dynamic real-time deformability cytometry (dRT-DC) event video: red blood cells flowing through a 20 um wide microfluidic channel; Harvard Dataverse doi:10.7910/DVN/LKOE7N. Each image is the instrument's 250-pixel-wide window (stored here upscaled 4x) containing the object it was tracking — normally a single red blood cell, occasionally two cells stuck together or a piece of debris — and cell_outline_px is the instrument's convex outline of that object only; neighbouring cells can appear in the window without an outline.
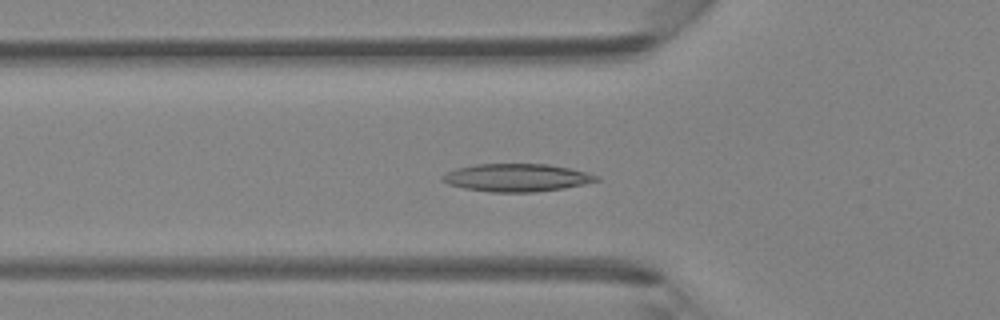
{"species": "Egyptian fruit bat (a non-hibernating species)", "species_latin": "Rousettus aegyptiacus", "temperature_condition": "room temperature", "stored_images_in_passage": 47, "segment_of_instrument_passage": [1, 2], "camera_frame_rate_fps": 3000, "um_per_image_px": 0.085, "animal": {"sex": "female"}, "frame": {"image": 1, "passage_image": 16, "time_ms": 5.0, "image_size_px": [1000, 320], "cell_outline_px": [[600, 180], [584, 184], [564, 188], [532, 192], [492, 192], [464, 188], [448, 184], [440, 180], [440, 176], [456, 168], [476, 164], [548, 164], [568, 168], [600, 176]], "centroid_in_image_um": [43.89, 15.1], "position_along_channel_um": 81.9, "area_um2": 24.85}}
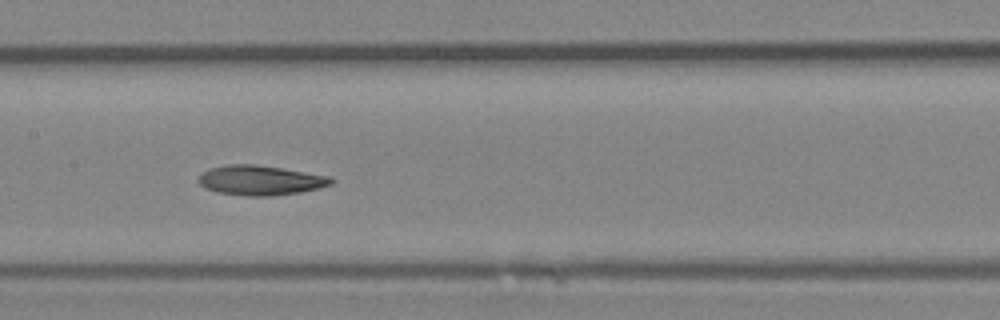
{"frame": {"image": 2, "passage_image": 23, "time_ms": 7.333, "image_size_px": [1000, 320], "cell_outline_px": [[336, 180], [332, 184], [320, 188], [300, 192], [272, 196], [248, 196], [220, 192], [204, 188], [196, 180], [208, 168], [228, 164], [256, 164], [332, 176]], "centroid_in_image_um": [22.17, 15.32], "position_along_channel_um": 185.2, "area_um2": 23.18}}
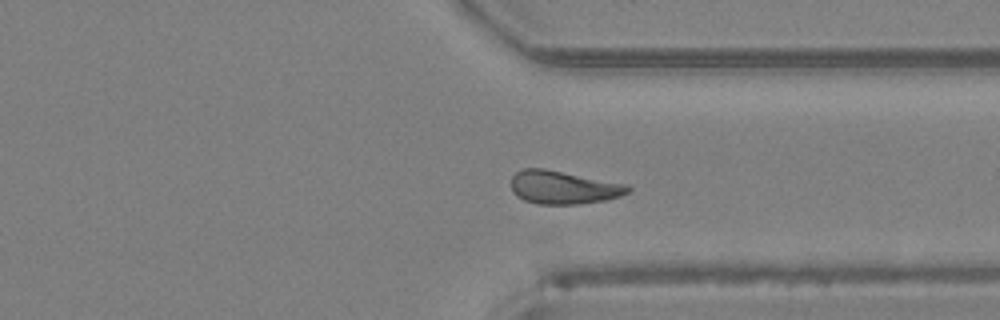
{"frame": {"image": 3, "passage_image": 35, "time_ms": 11.333, "image_size_px": [1000, 320], "cell_outline_px": [[632, 188], [628, 192], [620, 196], [604, 200], [580, 204], [540, 204], [524, 200], [516, 196], [512, 192], [512, 176], [516, 172], [524, 168], [544, 168], [628, 184]], "centroid_in_image_um": [47.89, 15.92], "position_along_channel_um": 363.5, "area_um2": 22.66}}